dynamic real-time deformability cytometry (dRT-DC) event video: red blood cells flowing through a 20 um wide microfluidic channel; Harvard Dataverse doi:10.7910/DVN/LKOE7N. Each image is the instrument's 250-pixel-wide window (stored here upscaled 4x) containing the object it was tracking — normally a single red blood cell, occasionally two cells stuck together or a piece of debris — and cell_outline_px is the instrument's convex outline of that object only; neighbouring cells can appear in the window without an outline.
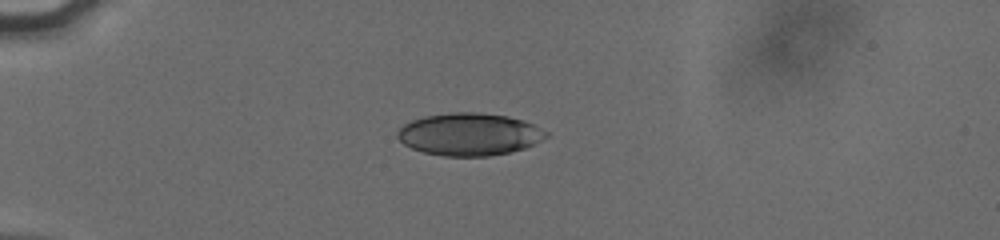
{"species": "human", "species_latin": "Homo sapiens", "temperature_condition": "cold", "stored_images_in_passage": 40, "camera_frame_rate_fps": 3000, "um_per_image_px": 0.085, "donor": {"sex": "male"}, "frame": {"image": 1, "passage_image": 1, "time_ms": 0.0, "image_size_px": [1000, 240], "cell_outline_px": [[548, 136], [524, 148], [508, 152], [488, 156], [444, 156], [424, 152], [412, 148], [404, 144], [396, 136], [396, 132], [404, 124], [412, 120], [424, 116], [452, 112], [480, 112], [508, 116], [524, 120], [548, 132]], "centroid_in_image_um": [39.87, 11.4], "position_along_channel_um": 45.1, "area_um2": 36.65}}
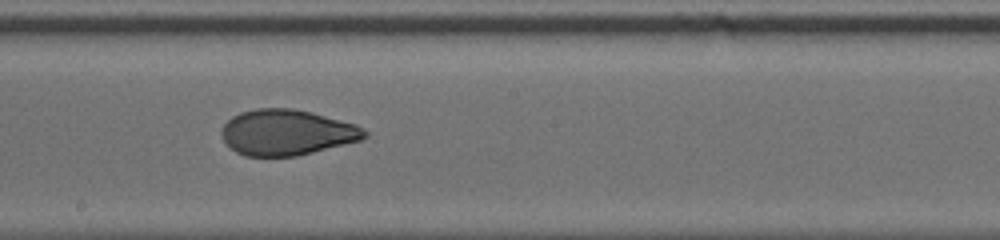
{"frame": {"image": 2, "passage_image": 18, "time_ms": 5.667, "image_size_px": [1000, 240], "cell_outline_px": [[368, 136], [360, 140], [296, 156], [244, 156], [236, 152], [224, 140], [220, 132], [224, 124], [232, 116], [240, 112], [256, 108], [292, 108], [312, 112], [356, 124], [368, 132]], "centroid_in_image_um": [24.37, 11.24], "position_along_channel_um": 223.8, "area_um2": 37.97}}
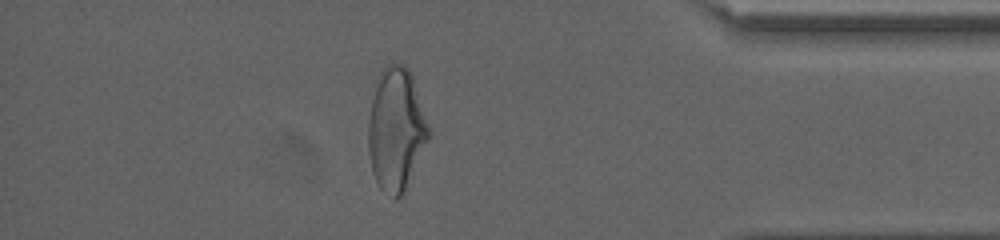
{"frame": {"image": 3, "passage_image": 34, "time_ms": 11.0, "image_size_px": [1000, 240], "cell_outline_px": [[432, 136], [404, 196], [396, 200], [380, 188], [372, 172], [368, 152], [368, 124], [376, 76], [388, 64], [404, 64], [408, 68], [412, 76], [432, 132]], "centroid_in_image_um": [33.71, 11.06], "position_along_channel_um": 401.5, "area_um2": 44.27}, "authors_computed_cell_mechanics": {"area_um2": 38.7549, "velocity_mm_per_s": 3.8284, "shape_relaxation_time_tau1_ms": 5.3978, "shape_relaxation_time_tau2_ms": 1.3256, "deformation_change_tau1": 0.1694, "deformation_change_tau2": 0.067}}